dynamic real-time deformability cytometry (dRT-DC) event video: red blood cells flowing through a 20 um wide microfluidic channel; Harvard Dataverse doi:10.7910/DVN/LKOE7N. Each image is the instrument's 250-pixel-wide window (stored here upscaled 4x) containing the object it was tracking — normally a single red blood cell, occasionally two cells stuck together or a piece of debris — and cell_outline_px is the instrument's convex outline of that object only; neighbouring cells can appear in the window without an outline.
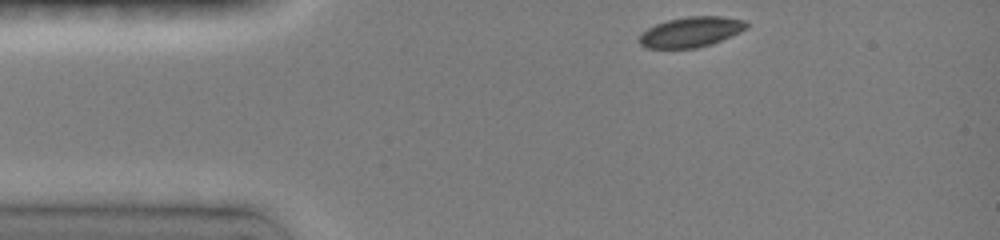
{"species": "common noctule bat (a hibernating species)", "species_latin": "Nyctalus noctula", "temperature_condition": "room temperature", "stored_images_in_passage": 9, "camera_frame_rate_fps": 3000, "um_per_image_px": 0.085, "animal": {"sex": "female", "body_mass_g": 19.0, "forearm_length_mm": 51.5}, "frame": {"image": 1, "passage_image": 1, "time_ms": 0.0, "image_size_px": [1000, 240], "cell_outline_px": [[748, 28], [740, 32], [712, 44], [696, 48], [648, 48], [640, 44], [640, 36], [648, 28], [656, 24], [668, 20], [688, 16], [720, 16], [744, 20], [748, 24]], "centroid_in_image_um": [58.76, 2.71], "position_along_channel_um": 26.2, "area_um2": 18.73}}
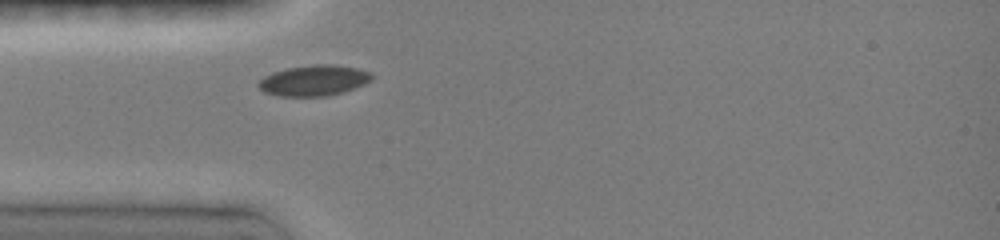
{"frame": {"image": 2, "passage_image": 6, "time_ms": 2.0, "image_size_px": [1000, 240], "cell_outline_px": [[376, 76], [372, 80], [364, 84], [344, 92], [324, 96], [280, 96], [264, 92], [256, 84], [264, 76], [272, 72], [288, 68], [312, 64], [332, 64], [356, 68], [372, 72]], "centroid_in_image_um": [26.71, 6.83], "position_along_channel_um": 58.3, "area_um2": 20.4}}